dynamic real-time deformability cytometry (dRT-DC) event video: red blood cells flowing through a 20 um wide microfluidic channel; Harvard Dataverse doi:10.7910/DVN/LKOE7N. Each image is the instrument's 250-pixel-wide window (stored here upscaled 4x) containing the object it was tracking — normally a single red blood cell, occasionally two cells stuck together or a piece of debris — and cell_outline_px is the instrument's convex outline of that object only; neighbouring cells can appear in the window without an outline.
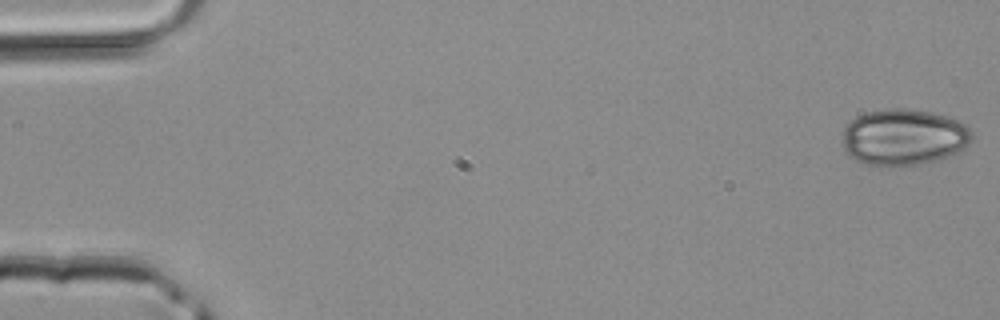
{"species": "common noctule bat (a hibernating species)", "species_latin": "Nyctalus noctula", "temperature_condition": "room temperature", "stored_images_in_passage": 4, "camera_frame_rate_fps": 3000, "um_per_image_px": 0.085, "animal": {"sex": "male", "body_mass_g": 20.4}, "frame": {"image": 1, "passage_image": 4, "time_ms": 1.0, "image_size_px": [1000, 320], "cell_outline_px": [[972, 140], [964, 152], [940, 160], [924, 164], [888, 168], [880, 168], [864, 164], [848, 156], [844, 152], [844, 128], [856, 116], [864, 112], [888, 108], [904, 108], [932, 112], [960, 120], [972, 132]], "centroid_in_image_um": [76.85, 11.7], "position_along_channel_um": 8.1, "area_um2": 43.87}}